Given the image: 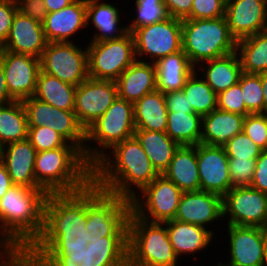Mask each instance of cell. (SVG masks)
Listing matches in <instances>:
<instances>
[{"label":"cell","mask_w":267,"mask_h":266,"mask_svg":"<svg viewBox=\"0 0 267 266\" xmlns=\"http://www.w3.org/2000/svg\"><path fill=\"white\" fill-rule=\"evenodd\" d=\"M130 211V200L93 184L58 200L49 266H119L127 253Z\"/></svg>","instance_id":"1"},{"label":"cell","mask_w":267,"mask_h":266,"mask_svg":"<svg viewBox=\"0 0 267 266\" xmlns=\"http://www.w3.org/2000/svg\"><path fill=\"white\" fill-rule=\"evenodd\" d=\"M57 202L44 189L13 185L0 199V238L10 248L49 252L56 241Z\"/></svg>","instance_id":"2"},{"label":"cell","mask_w":267,"mask_h":266,"mask_svg":"<svg viewBox=\"0 0 267 266\" xmlns=\"http://www.w3.org/2000/svg\"><path fill=\"white\" fill-rule=\"evenodd\" d=\"M158 175L135 136L116 143L92 165V184L127 200Z\"/></svg>","instance_id":"3"},{"label":"cell","mask_w":267,"mask_h":266,"mask_svg":"<svg viewBox=\"0 0 267 266\" xmlns=\"http://www.w3.org/2000/svg\"><path fill=\"white\" fill-rule=\"evenodd\" d=\"M36 182L57 202L92 184V165L78 147L37 152Z\"/></svg>","instance_id":"4"},{"label":"cell","mask_w":267,"mask_h":266,"mask_svg":"<svg viewBox=\"0 0 267 266\" xmlns=\"http://www.w3.org/2000/svg\"><path fill=\"white\" fill-rule=\"evenodd\" d=\"M166 225L148 222L130 211L127 222V253L119 266H179Z\"/></svg>","instance_id":"5"},{"label":"cell","mask_w":267,"mask_h":266,"mask_svg":"<svg viewBox=\"0 0 267 266\" xmlns=\"http://www.w3.org/2000/svg\"><path fill=\"white\" fill-rule=\"evenodd\" d=\"M237 41L231 35L226 17L182 20V50L190 62L200 63L236 51Z\"/></svg>","instance_id":"6"},{"label":"cell","mask_w":267,"mask_h":266,"mask_svg":"<svg viewBox=\"0 0 267 266\" xmlns=\"http://www.w3.org/2000/svg\"><path fill=\"white\" fill-rule=\"evenodd\" d=\"M135 129L133 103L117 96L105 113L86 130L85 159L93 165L116 143L133 137Z\"/></svg>","instance_id":"7"},{"label":"cell","mask_w":267,"mask_h":266,"mask_svg":"<svg viewBox=\"0 0 267 266\" xmlns=\"http://www.w3.org/2000/svg\"><path fill=\"white\" fill-rule=\"evenodd\" d=\"M86 47L88 76L93 79L116 81L137 60L130 32L118 39L90 42Z\"/></svg>","instance_id":"8"},{"label":"cell","mask_w":267,"mask_h":266,"mask_svg":"<svg viewBox=\"0 0 267 266\" xmlns=\"http://www.w3.org/2000/svg\"><path fill=\"white\" fill-rule=\"evenodd\" d=\"M131 34L138 61L156 63L163 57L182 51L180 19L170 16L161 22L134 29Z\"/></svg>","instance_id":"9"},{"label":"cell","mask_w":267,"mask_h":266,"mask_svg":"<svg viewBox=\"0 0 267 266\" xmlns=\"http://www.w3.org/2000/svg\"><path fill=\"white\" fill-rule=\"evenodd\" d=\"M183 191L163 174H159L131 200V211L148 222L175 218Z\"/></svg>","instance_id":"10"},{"label":"cell","mask_w":267,"mask_h":266,"mask_svg":"<svg viewBox=\"0 0 267 266\" xmlns=\"http://www.w3.org/2000/svg\"><path fill=\"white\" fill-rule=\"evenodd\" d=\"M42 72L78 86L88 76L87 47L71 42H48L40 57Z\"/></svg>","instance_id":"11"},{"label":"cell","mask_w":267,"mask_h":266,"mask_svg":"<svg viewBox=\"0 0 267 266\" xmlns=\"http://www.w3.org/2000/svg\"><path fill=\"white\" fill-rule=\"evenodd\" d=\"M27 114L28 127L46 126L77 146L84 154L86 130L77 120L74 111L58 109L34 96L22 100Z\"/></svg>","instance_id":"12"},{"label":"cell","mask_w":267,"mask_h":266,"mask_svg":"<svg viewBox=\"0 0 267 266\" xmlns=\"http://www.w3.org/2000/svg\"><path fill=\"white\" fill-rule=\"evenodd\" d=\"M222 206L224 225L267 227V193L250 186L233 187L222 197Z\"/></svg>","instance_id":"13"},{"label":"cell","mask_w":267,"mask_h":266,"mask_svg":"<svg viewBox=\"0 0 267 266\" xmlns=\"http://www.w3.org/2000/svg\"><path fill=\"white\" fill-rule=\"evenodd\" d=\"M117 96L116 81L88 77L76 86L74 112L81 126L87 130L105 113Z\"/></svg>","instance_id":"14"},{"label":"cell","mask_w":267,"mask_h":266,"mask_svg":"<svg viewBox=\"0 0 267 266\" xmlns=\"http://www.w3.org/2000/svg\"><path fill=\"white\" fill-rule=\"evenodd\" d=\"M0 61L5 73L9 95L18 101L33 97L36 91L37 77L41 70L40 59L2 50Z\"/></svg>","instance_id":"15"},{"label":"cell","mask_w":267,"mask_h":266,"mask_svg":"<svg viewBox=\"0 0 267 266\" xmlns=\"http://www.w3.org/2000/svg\"><path fill=\"white\" fill-rule=\"evenodd\" d=\"M228 263L216 266H264V228L227 225Z\"/></svg>","instance_id":"16"},{"label":"cell","mask_w":267,"mask_h":266,"mask_svg":"<svg viewBox=\"0 0 267 266\" xmlns=\"http://www.w3.org/2000/svg\"><path fill=\"white\" fill-rule=\"evenodd\" d=\"M200 190L224 196L232 187L229 158L224 147L196 145Z\"/></svg>","instance_id":"17"},{"label":"cell","mask_w":267,"mask_h":266,"mask_svg":"<svg viewBox=\"0 0 267 266\" xmlns=\"http://www.w3.org/2000/svg\"><path fill=\"white\" fill-rule=\"evenodd\" d=\"M225 17L236 41L267 29V0H226Z\"/></svg>","instance_id":"18"},{"label":"cell","mask_w":267,"mask_h":266,"mask_svg":"<svg viewBox=\"0 0 267 266\" xmlns=\"http://www.w3.org/2000/svg\"><path fill=\"white\" fill-rule=\"evenodd\" d=\"M223 219L222 196L206 191L183 192L175 220L207 227Z\"/></svg>","instance_id":"19"},{"label":"cell","mask_w":267,"mask_h":266,"mask_svg":"<svg viewBox=\"0 0 267 266\" xmlns=\"http://www.w3.org/2000/svg\"><path fill=\"white\" fill-rule=\"evenodd\" d=\"M47 43L42 23L17 10L2 50L40 59Z\"/></svg>","instance_id":"20"},{"label":"cell","mask_w":267,"mask_h":266,"mask_svg":"<svg viewBox=\"0 0 267 266\" xmlns=\"http://www.w3.org/2000/svg\"><path fill=\"white\" fill-rule=\"evenodd\" d=\"M87 0H75L59 11L48 13L42 22L47 42H71L73 35L87 28Z\"/></svg>","instance_id":"21"},{"label":"cell","mask_w":267,"mask_h":266,"mask_svg":"<svg viewBox=\"0 0 267 266\" xmlns=\"http://www.w3.org/2000/svg\"><path fill=\"white\" fill-rule=\"evenodd\" d=\"M36 155L37 151L28 139L0 148V158L14 185L43 189L35 179Z\"/></svg>","instance_id":"22"},{"label":"cell","mask_w":267,"mask_h":266,"mask_svg":"<svg viewBox=\"0 0 267 266\" xmlns=\"http://www.w3.org/2000/svg\"><path fill=\"white\" fill-rule=\"evenodd\" d=\"M168 231V237L176 255L181 260L184 255H195L205 252L213 243L214 234L203 226L175 219L163 222ZM201 251V252H200Z\"/></svg>","instance_id":"23"},{"label":"cell","mask_w":267,"mask_h":266,"mask_svg":"<svg viewBox=\"0 0 267 266\" xmlns=\"http://www.w3.org/2000/svg\"><path fill=\"white\" fill-rule=\"evenodd\" d=\"M121 13V14H120ZM122 12L120 8L105 3L104 0H87V28L91 25L94 32L90 42L118 39L127 33V26H121Z\"/></svg>","instance_id":"24"},{"label":"cell","mask_w":267,"mask_h":266,"mask_svg":"<svg viewBox=\"0 0 267 266\" xmlns=\"http://www.w3.org/2000/svg\"><path fill=\"white\" fill-rule=\"evenodd\" d=\"M118 97L136 102L157 89L155 63L136 60L116 80Z\"/></svg>","instance_id":"25"},{"label":"cell","mask_w":267,"mask_h":266,"mask_svg":"<svg viewBox=\"0 0 267 266\" xmlns=\"http://www.w3.org/2000/svg\"><path fill=\"white\" fill-rule=\"evenodd\" d=\"M245 116L214 109L202 117L201 144L224 147L228 140L243 131Z\"/></svg>","instance_id":"26"},{"label":"cell","mask_w":267,"mask_h":266,"mask_svg":"<svg viewBox=\"0 0 267 266\" xmlns=\"http://www.w3.org/2000/svg\"><path fill=\"white\" fill-rule=\"evenodd\" d=\"M196 71L218 94L239 81L242 68L238 53L235 51L226 56L200 63L196 67Z\"/></svg>","instance_id":"27"},{"label":"cell","mask_w":267,"mask_h":266,"mask_svg":"<svg viewBox=\"0 0 267 266\" xmlns=\"http://www.w3.org/2000/svg\"><path fill=\"white\" fill-rule=\"evenodd\" d=\"M135 130L166 132L168 109L164 93L155 90L133 103Z\"/></svg>","instance_id":"28"},{"label":"cell","mask_w":267,"mask_h":266,"mask_svg":"<svg viewBox=\"0 0 267 266\" xmlns=\"http://www.w3.org/2000/svg\"><path fill=\"white\" fill-rule=\"evenodd\" d=\"M163 175L183 192L200 191L196 146H179Z\"/></svg>","instance_id":"29"},{"label":"cell","mask_w":267,"mask_h":266,"mask_svg":"<svg viewBox=\"0 0 267 266\" xmlns=\"http://www.w3.org/2000/svg\"><path fill=\"white\" fill-rule=\"evenodd\" d=\"M155 68L157 90L164 94L182 90L186 79L196 70L183 50L159 59Z\"/></svg>","instance_id":"30"},{"label":"cell","mask_w":267,"mask_h":266,"mask_svg":"<svg viewBox=\"0 0 267 266\" xmlns=\"http://www.w3.org/2000/svg\"><path fill=\"white\" fill-rule=\"evenodd\" d=\"M134 136L141 143L152 166L159 174H163L180 145L166 132L135 130Z\"/></svg>","instance_id":"31"},{"label":"cell","mask_w":267,"mask_h":266,"mask_svg":"<svg viewBox=\"0 0 267 266\" xmlns=\"http://www.w3.org/2000/svg\"><path fill=\"white\" fill-rule=\"evenodd\" d=\"M76 86L40 70L34 97L58 109L74 111Z\"/></svg>","instance_id":"32"},{"label":"cell","mask_w":267,"mask_h":266,"mask_svg":"<svg viewBox=\"0 0 267 266\" xmlns=\"http://www.w3.org/2000/svg\"><path fill=\"white\" fill-rule=\"evenodd\" d=\"M28 139V121L22 101L0 105V148Z\"/></svg>","instance_id":"33"},{"label":"cell","mask_w":267,"mask_h":266,"mask_svg":"<svg viewBox=\"0 0 267 266\" xmlns=\"http://www.w3.org/2000/svg\"><path fill=\"white\" fill-rule=\"evenodd\" d=\"M242 72L261 74L267 72V29L237 41Z\"/></svg>","instance_id":"34"},{"label":"cell","mask_w":267,"mask_h":266,"mask_svg":"<svg viewBox=\"0 0 267 266\" xmlns=\"http://www.w3.org/2000/svg\"><path fill=\"white\" fill-rule=\"evenodd\" d=\"M166 133L180 146H196L201 142L202 116L184 112H168Z\"/></svg>","instance_id":"35"},{"label":"cell","mask_w":267,"mask_h":266,"mask_svg":"<svg viewBox=\"0 0 267 266\" xmlns=\"http://www.w3.org/2000/svg\"><path fill=\"white\" fill-rule=\"evenodd\" d=\"M182 91L194 113L203 117L217 109V94L196 70L186 79Z\"/></svg>","instance_id":"36"},{"label":"cell","mask_w":267,"mask_h":266,"mask_svg":"<svg viewBox=\"0 0 267 266\" xmlns=\"http://www.w3.org/2000/svg\"><path fill=\"white\" fill-rule=\"evenodd\" d=\"M134 2L136 14L134 13L135 17L126 25L127 32L131 33L134 29L161 22L170 17L164 0H136Z\"/></svg>","instance_id":"37"},{"label":"cell","mask_w":267,"mask_h":266,"mask_svg":"<svg viewBox=\"0 0 267 266\" xmlns=\"http://www.w3.org/2000/svg\"><path fill=\"white\" fill-rule=\"evenodd\" d=\"M240 86L246 109L251 114H264V96L261 85V74L242 72Z\"/></svg>","instance_id":"38"},{"label":"cell","mask_w":267,"mask_h":266,"mask_svg":"<svg viewBox=\"0 0 267 266\" xmlns=\"http://www.w3.org/2000/svg\"><path fill=\"white\" fill-rule=\"evenodd\" d=\"M0 266H49L48 253L34 248H11L0 258Z\"/></svg>","instance_id":"39"},{"label":"cell","mask_w":267,"mask_h":266,"mask_svg":"<svg viewBox=\"0 0 267 266\" xmlns=\"http://www.w3.org/2000/svg\"><path fill=\"white\" fill-rule=\"evenodd\" d=\"M28 140L37 152L61 147H77L69 143L58 132L46 127H28Z\"/></svg>","instance_id":"40"},{"label":"cell","mask_w":267,"mask_h":266,"mask_svg":"<svg viewBox=\"0 0 267 266\" xmlns=\"http://www.w3.org/2000/svg\"><path fill=\"white\" fill-rule=\"evenodd\" d=\"M224 149L228 158L236 159H257L262 152L243 131L228 140Z\"/></svg>","instance_id":"41"},{"label":"cell","mask_w":267,"mask_h":266,"mask_svg":"<svg viewBox=\"0 0 267 266\" xmlns=\"http://www.w3.org/2000/svg\"><path fill=\"white\" fill-rule=\"evenodd\" d=\"M217 109L242 116L251 114L246 109L243 101L240 78L236 84L217 94Z\"/></svg>","instance_id":"42"},{"label":"cell","mask_w":267,"mask_h":266,"mask_svg":"<svg viewBox=\"0 0 267 266\" xmlns=\"http://www.w3.org/2000/svg\"><path fill=\"white\" fill-rule=\"evenodd\" d=\"M243 132L262 150L267 143V115L249 114L243 121Z\"/></svg>","instance_id":"43"},{"label":"cell","mask_w":267,"mask_h":266,"mask_svg":"<svg viewBox=\"0 0 267 266\" xmlns=\"http://www.w3.org/2000/svg\"><path fill=\"white\" fill-rule=\"evenodd\" d=\"M256 159L229 158L232 187L250 186L255 172Z\"/></svg>","instance_id":"44"},{"label":"cell","mask_w":267,"mask_h":266,"mask_svg":"<svg viewBox=\"0 0 267 266\" xmlns=\"http://www.w3.org/2000/svg\"><path fill=\"white\" fill-rule=\"evenodd\" d=\"M226 0H193L186 19H216L225 16Z\"/></svg>","instance_id":"45"},{"label":"cell","mask_w":267,"mask_h":266,"mask_svg":"<svg viewBox=\"0 0 267 266\" xmlns=\"http://www.w3.org/2000/svg\"><path fill=\"white\" fill-rule=\"evenodd\" d=\"M18 10L16 0H0V44L3 45L9 35L14 16Z\"/></svg>","instance_id":"46"},{"label":"cell","mask_w":267,"mask_h":266,"mask_svg":"<svg viewBox=\"0 0 267 266\" xmlns=\"http://www.w3.org/2000/svg\"><path fill=\"white\" fill-rule=\"evenodd\" d=\"M16 2L18 11L41 23L45 20V17L48 14L43 0H16Z\"/></svg>","instance_id":"47"},{"label":"cell","mask_w":267,"mask_h":266,"mask_svg":"<svg viewBox=\"0 0 267 266\" xmlns=\"http://www.w3.org/2000/svg\"><path fill=\"white\" fill-rule=\"evenodd\" d=\"M168 112H184L196 114L182 90L170 91L164 94Z\"/></svg>","instance_id":"48"},{"label":"cell","mask_w":267,"mask_h":266,"mask_svg":"<svg viewBox=\"0 0 267 266\" xmlns=\"http://www.w3.org/2000/svg\"><path fill=\"white\" fill-rule=\"evenodd\" d=\"M250 187L267 193V151L262 150L256 159L255 172Z\"/></svg>","instance_id":"49"},{"label":"cell","mask_w":267,"mask_h":266,"mask_svg":"<svg viewBox=\"0 0 267 266\" xmlns=\"http://www.w3.org/2000/svg\"><path fill=\"white\" fill-rule=\"evenodd\" d=\"M193 0H164L169 15L180 20L186 19L191 12Z\"/></svg>","instance_id":"50"},{"label":"cell","mask_w":267,"mask_h":266,"mask_svg":"<svg viewBox=\"0 0 267 266\" xmlns=\"http://www.w3.org/2000/svg\"><path fill=\"white\" fill-rule=\"evenodd\" d=\"M13 182L0 158V199L6 194L8 189L13 186Z\"/></svg>","instance_id":"51"},{"label":"cell","mask_w":267,"mask_h":266,"mask_svg":"<svg viewBox=\"0 0 267 266\" xmlns=\"http://www.w3.org/2000/svg\"><path fill=\"white\" fill-rule=\"evenodd\" d=\"M12 101H14V99L9 95L5 80V73L0 61V105L7 104Z\"/></svg>","instance_id":"52"},{"label":"cell","mask_w":267,"mask_h":266,"mask_svg":"<svg viewBox=\"0 0 267 266\" xmlns=\"http://www.w3.org/2000/svg\"><path fill=\"white\" fill-rule=\"evenodd\" d=\"M48 13H53L65 8L75 0H43Z\"/></svg>","instance_id":"53"},{"label":"cell","mask_w":267,"mask_h":266,"mask_svg":"<svg viewBox=\"0 0 267 266\" xmlns=\"http://www.w3.org/2000/svg\"><path fill=\"white\" fill-rule=\"evenodd\" d=\"M261 85L264 96V114L267 115V72L261 73Z\"/></svg>","instance_id":"54"},{"label":"cell","mask_w":267,"mask_h":266,"mask_svg":"<svg viewBox=\"0 0 267 266\" xmlns=\"http://www.w3.org/2000/svg\"><path fill=\"white\" fill-rule=\"evenodd\" d=\"M264 266H267V227L264 228Z\"/></svg>","instance_id":"55"},{"label":"cell","mask_w":267,"mask_h":266,"mask_svg":"<svg viewBox=\"0 0 267 266\" xmlns=\"http://www.w3.org/2000/svg\"><path fill=\"white\" fill-rule=\"evenodd\" d=\"M11 248L0 238V258Z\"/></svg>","instance_id":"56"},{"label":"cell","mask_w":267,"mask_h":266,"mask_svg":"<svg viewBox=\"0 0 267 266\" xmlns=\"http://www.w3.org/2000/svg\"><path fill=\"white\" fill-rule=\"evenodd\" d=\"M1 51H2V45L0 44V54H1Z\"/></svg>","instance_id":"57"}]
</instances>
